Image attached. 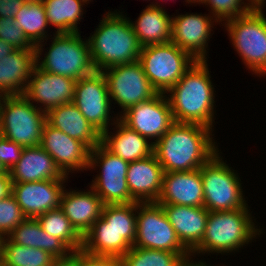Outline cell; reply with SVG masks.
<instances>
[{
    "label": "cell",
    "mask_w": 266,
    "mask_h": 266,
    "mask_svg": "<svg viewBox=\"0 0 266 266\" xmlns=\"http://www.w3.org/2000/svg\"><path fill=\"white\" fill-rule=\"evenodd\" d=\"M181 243L192 252L201 242L209 211L205 207L162 205Z\"/></svg>",
    "instance_id": "24"
},
{
    "label": "cell",
    "mask_w": 266,
    "mask_h": 266,
    "mask_svg": "<svg viewBox=\"0 0 266 266\" xmlns=\"http://www.w3.org/2000/svg\"><path fill=\"white\" fill-rule=\"evenodd\" d=\"M14 50H15V48L11 44L0 39V60L3 57L9 55Z\"/></svg>",
    "instance_id": "45"
},
{
    "label": "cell",
    "mask_w": 266,
    "mask_h": 266,
    "mask_svg": "<svg viewBox=\"0 0 266 266\" xmlns=\"http://www.w3.org/2000/svg\"><path fill=\"white\" fill-rule=\"evenodd\" d=\"M86 3V5H89L90 2H93V0H82Z\"/></svg>",
    "instance_id": "51"
},
{
    "label": "cell",
    "mask_w": 266,
    "mask_h": 266,
    "mask_svg": "<svg viewBox=\"0 0 266 266\" xmlns=\"http://www.w3.org/2000/svg\"><path fill=\"white\" fill-rule=\"evenodd\" d=\"M250 211V208L209 211L202 242L191 252V256H198L199 259V256L204 255L207 258L211 254H221L222 257L234 255L239 250L242 252L243 247L256 242L258 237L264 235L265 230L252 215L253 211Z\"/></svg>",
    "instance_id": "3"
},
{
    "label": "cell",
    "mask_w": 266,
    "mask_h": 266,
    "mask_svg": "<svg viewBox=\"0 0 266 266\" xmlns=\"http://www.w3.org/2000/svg\"><path fill=\"white\" fill-rule=\"evenodd\" d=\"M1 259L4 266H51L56 258L47 251L17 245L4 237Z\"/></svg>",
    "instance_id": "33"
},
{
    "label": "cell",
    "mask_w": 266,
    "mask_h": 266,
    "mask_svg": "<svg viewBox=\"0 0 266 266\" xmlns=\"http://www.w3.org/2000/svg\"><path fill=\"white\" fill-rule=\"evenodd\" d=\"M78 266H120V261L112 257L92 255L80 249L78 250Z\"/></svg>",
    "instance_id": "40"
},
{
    "label": "cell",
    "mask_w": 266,
    "mask_h": 266,
    "mask_svg": "<svg viewBox=\"0 0 266 266\" xmlns=\"http://www.w3.org/2000/svg\"><path fill=\"white\" fill-rule=\"evenodd\" d=\"M0 266H4L2 259L0 258Z\"/></svg>",
    "instance_id": "53"
},
{
    "label": "cell",
    "mask_w": 266,
    "mask_h": 266,
    "mask_svg": "<svg viewBox=\"0 0 266 266\" xmlns=\"http://www.w3.org/2000/svg\"><path fill=\"white\" fill-rule=\"evenodd\" d=\"M23 149V146L5 137L0 141V161L8 171L20 160Z\"/></svg>",
    "instance_id": "39"
},
{
    "label": "cell",
    "mask_w": 266,
    "mask_h": 266,
    "mask_svg": "<svg viewBox=\"0 0 266 266\" xmlns=\"http://www.w3.org/2000/svg\"><path fill=\"white\" fill-rule=\"evenodd\" d=\"M218 144L212 129L174 122L154 144V154L164 172L192 171L200 169L220 150Z\"/></svg>",
    "instance_id": "1"
},
{
    "label": "cell",
    "mask_w": 266,
    "mask_h": 266,
    "mask_svg": "<svg viewBox=\"0 0 266 266\" xmlns=\"http://www.w3.org/2000/svg\"><path fill=\"white\" fill-rule=\"evenodd\" d=\"M119 119L130 129L155 144L174 123L169 101L165 93L129 107Z\"/></svg>",
    "instance_id": "15"
},
{
    "label": "cell",
    "mask_w": 266,
    "mask_h": 266,
    "mask_svg": "<svg viewBox=\"0 0 266 266\" xmlns=\"http://www.w3.org/2000/svg\"><path fill=\"white\" fill-rule=\"evenodd\" d=\"M160 1H162V2H166L167 3V1H169V0H154L153 2H151L150 1V3L148 4V5H154V6H164V5H162L161 3H160ZM174 1V0H173ZM185 2H186V0H184Z\"/></svg>",
    "instance_id": "47"
},
{
    "label": "cell",
    "mask_w": 266,
    "mask_h": 266,
    "mask_svg": "<svg viewBox=\"0 0 266 266\" xmlns=\"http://www.w3.org/2000/svg\"><path fill=\"white\" fill-rule=\"evenodd\" d=\"M222 154L219 150L200 168L204 207L218 212L250 208L237 169L227 164Z\"/></svg>",
    "instance_id": "7"
},
{
    "label": "cell",
    "mask_w": 266,
    "mask_h": 266,
    "mask_svg": "<svg viewBox=\"0 0 266 266\" xmlns=\"http://www.w3.org/2000/svg\"><path fill=\"white\" fill-rule=\"evenodd\" d=\"M25 3H44L46 0H23Z\"/></svg>",
    "instance_id": "49"
},
{
    "label": "cell",
    "mask_w": 266,
    "mask_h": 266,
    "mask_svg": "<svg viewBox=\"0 0 266 266\" xmlns=\"http://www.w3.org/2000/svg\"><path fill=\"white\" fill-rule=\"evenodd\" d=\"M14 21L35 46L55 34L54 31L49 33L50 25L43 3H25L16 13Z\"/></svg>",
    "instance_id": "31"
},
{
    "label": "cell",
    "mask_w": 266,
    "mask_h": 266,
    "mask_svg": "<svg viewBox=\"0 0 266 266\" xmlns=\"http://www.w3.org/2000/svg\"><path fill=\"white\" fill-rule=\"evenodd\" d=\"M43 4L49 25L55 27L56 34L80 32L78 24L86 12L84 1L46 0Z\"/></svg>",
    "instance_id": "30"
},
{
    "label": "cell",
    "mask_w": 266,
    "mask_h": 266,
    "mask_svg": "<svg viewBox=\"0 0 266 266\" xmlns=\"http://www.w3.org/2000/svg\"><path fill=\"white\" fill-rule=\"evenodd\" d=\"M125 11H106L94 32L87 37L96 71L139 60V44Z\"/></svg>",
    "instance_id": "4"
},
{
    "label": "cell",
    "mask_w": 266,
    "mask_h": 266,
    "mask_svg": "<svg viewBox=\"0 0 266 266\" xmlns=\"http://www.w3.org/2000/svg\"><path fill=\"white\" fill-rule=\"evenodd\" d=\"M24 4L23 0H0V17L14 18Z\"/></svg>",
    "instance_id": "41"
},
{
    "label": "cell",
    "mask_w": 266,
    "mask_h": 266,
    "mask_svg": "<svg viewBox=\"0 0 266 266\" xmlns=\"http://www.w3.org/2000/svg\"><path fill=\"white\" fill-rule=\"evenodd\" d=\"M172 16L171 42L188 53L195 61H209V41L216 24L221 23L211 14L176 13ZM213 28V29H212ZM213 31V33H212ZM211 36V37H210Z\"/></svg>",
    "instance_id": "14"
},
{
    "label": "cell",
    "mask_w": 266,
    "mask_h": 266,
    "mask_svg": "<svg viewBox=\"0 0 266 266\" xmlns=\"http://www.w3.org/2000/svg\"><path fill=\"white\" fill-rule=\"evenodd\" d=\"M3 135L0 131V141L3 139ZM0 174H9V171L3 166L2 162L0 161Z\"/></svg>",
    "instance_id": "46"
},
{
    "label": "cell",
    "mask_w": 266,
    "mask_h": 266,
    "mask_svg": "<svg viewBox=\"0 0 266 266\" xmlns=\"http://www.w3.org/2000/svg\"><path fill=\"white\" fill-rule=\"evenodd\" d=\"M81 33H55L48 38L49 41L51 39L49 47H44L46 42H49L47 40L37 44L36 66L46 72L64 75L76 81L90 76L96 70L91 60L88 40L81 38Z\"/></svg>",
    "instance_id": "5"
},
{
    "label": "cell",
    "mask_w": 266,
    "mask_h": 266,
    "mask_svg": "<svg viewBox=\"0 0 266 266\" xmlns=\"http://www.w3.org/2000/svg\"><path fill=\"white\" fill-rule=\"evenodd\" d=\"M266 6H254L250 11L224 21L234 51L238 54L248 73L266 76Z\"/></svg>",
    "instance_id": "6"
},
{
    "label": "cell",
    "mask_w": 266,
    "mask_h": 266,
    "mask_svg": "<svg viewBox=\"0 0 266 266\" xmlns=\"http://www.w3.org/2000/svg\"><path fill=\"white\" fill-rule=\"evenodd\" d=\"M26 218L12 194L0 199V234L3 237H6Z\"/></svg>",
    "instance_id": "37"
},
{
    "label": "cell",
    "mask_w": 266,
    "mask_h": 266,
    "mask_svg": "<svg viewBox=\"0 0 266 266\" xmlns=\"http://www.w3.org/2000/svg\"><path fill=\"white\" fill-rule=\"evenodd\" d=\"M0 39L11 44L15 49H35V45L26 37L14 18L0 17Z\"/></svg>",
    "instance_id": "38"
},
{
    "label": "cell",
    "mask_w": 266,
    "mask_h": 266,
    "mask_svg": "<svg viewBox=\"0 0 266 266\" xmlns=\"http://www.w3.org/2000/svg\"><path fill=\"white\" fill-rule=\"evenodd\" d=\"M204 2V0H186V3L190 4L192 6V4H199L202 5Z\"/></svg>",
    "instance_id": "48"
},
{
    "label": "cell",
    "mask_w": 266,
    "mask_h": 266,
    "mask_svg": "<svg viewBox=\"0 0 266 266\" xmlns=\"http://www.w3.org/2000/svg\"><path fill=\"white\" fill-rule=\"evenodd\" d=\"M67 176L87 171L90 149L81 141L72 138L47 122L42 130L40 145Z\"/></svg>",
    "instance_id": "16"
},
{
    "label": "cell",
    "mask_w": 266,
    "mask_h": 266,
    "mask_svg": "<svg viewBox=\"0 0 266 266\" xmlns=\"http://www.w3.org/2000/svg\"><path fill=\"white\" fill-rule=\"evenodd\" d=\"M72 102L101 134L119 119V115L112 110L114 108L110 100L107 81L102 71H95L90 76L76 81Z\"/></svg>",
    "instance_id": "13"
},
{
    "label": "cell",
    "mask_w": 266,
    "mask_h": 266,
    "mask_svg": "<svg viewBox=\"0 0 266 266\" xmlns=\"http://www.w3.org/2000/svg\"><path fill=\"white\" fill-rule=\"evenodd\" d=\"M138 61L158 93H166L195 62L173 42L142 47Z\"/></svg>",
    "instance_id": "10"
},
{
    "label": "cell",
    "mask_w": 266,
    "mask_h": 266,
    "mask_svg": "<svg viewBox=\"0 0 266 266\" xmlns=\"http://www.w3.org/2000/svg\"><path fill=\"white\" fill-rule=\"evenodd\" d=\"M11 242L49 252L56 259L66 258L73 251L60 239L47 234L36 218H26L6 236Z\"/></svg>",
    "instance_id": "29"
},
{
    "label": "cell",
    "mask_w": 266,
    "mask_h": 266,
    "mask_svg": "<svg viewBox=\"0 0 266 266\" xmlns=\"http://www.w3.org/2000/svg\"><path fill=\"white\" fill-rule=\"evenodd\" d=\"M66 182L68 183V180L12 183L11 194L27 218H36L60 207Z\"/></svg>",
    "instance_id": "18"
},
{
    "label": "cell",
    "mask_w": 266,
    "mask_h": 266,
    "mask_svg": "<svg viewBox=\"0 0 266 266\" xmlns=\"http://www.w3.org/2000/svg\"><path fill=\"white\" fill-rule=\"evenodd\" d=\"M76 80L34 67L24 96L37 108L49 110L73 101ZM35 103V104H34Z\"/></svg>",
    "instance_id": "17"
},
{
    "label": "cell",
    "mask_w": 266,
    "mask_h": 266,
    "mask_svg": "<svg viewBox=\"0 0 266 266\" xmlns=\"http://www.w3.org/2000/svg\"><path fill=\"white\" fill-rule=\"evenodd\" d=\"M69 189L65 187L59 208L83 237L101 217L104 203L89 185L82 191L77 188Z\"/></svg>",
    "instance_id": "20"
},
{
    "label": "cell",
    "mask_w": 266,
    "mask_h": 266,
    "mask_svg": "<svg viewBox=\"0 0 266 266\" xmlns=\"http://www.w3.org/2000/svg\"><path fill=\"white\" fill-rule=\"evenodd\" d=\"M46 113L24 95L3 96L0 107V131L6 139L23 147L41 145Z\"/></svg>",
    "instance_id": "8"
},
{
    "label": "cell",
    "mask_w": 266,
    "mask_h": 266,
    "mask_svg": "<svg viewBox=\"0 0 266 266\" xmlns=\"http://www.w3.org/2000/svg\"><path fill=\"white\" fill-rule=\"evenodd\" d=\"M51 266H78V250L66 258H57Z\"/></svg>",
    "instance_id": "43"
},
{
    "label": "cell",
    "mask_w": 266,
    "mask_h": 266,
    "mask_svg": "<svg viewBox=\"0 0 266 266\" xmlns=\"http://www.w3.org/2000/svg\"><path fill=\"white\" fill-rule=\"evenodd\" d=\"M136 215L137 202H133L104 205L101 216L133 246L136 237Z\"/></svg>",
    "instance_id": "35"
},
{
    "label": "cell",
    "mask_w": 266,
    "mask_h": 266,
    "mask_svg": "<svg viewBox=\"0 0 266 266\" xmlns=\"http://www.w3.org/2000/svg\"><path fill=\"white\" fill-rule=\"evenodd\" d=\"M128 167V162L110 153L101 144L90 150L88 171H95L97 174L93 175L88 185L104 205L136 202L130 195L126 180Z\"/></svg>",
    "instance_id": "9"
},
{
    "label": "cell",
    "mask_w": 266,
    "mask_h": 266,
    "mask_svg": "<svg viewBox=\"0 0 266 266\" xmlns=\"http://www.w3.org/2000/svg\"><path fill=\"white\" fill-rule=\"evenodd\" d=\"M191 253H175L164 250L131 247L122 256L120 266H179Z\"/></svg>",
    "instance_id": "34"
},
{
    "label": "cell",
    "mask_w": 266,
    "mask_h": 266,
    "mask_svg": "<svg viewBox=\"0 0 266 266\" xmlns=\"http://www.w3.org/2000/svg\"><path fill=\"white\" fill-rule=\"evenodd\" d=\"M102 73L107 81L113 107L118 105L121 109L117 113L119 116L129 107L147 101L158 94L139 61L113 66L104 69Z\"/></svg>",
    "instance_id": "12"
},
{
    "label": "cell",
    "mask_w": 266,
    "mask_h": 266,
    "mask_svg": "<svg viewBox=\"0 0 266 266\" xmlns=\"http://www.w3.org/2000/svg\"><path fill=\"white\" fill-rule=\"evenodd\" d=\"M2 99H3V95H0V107H1Z\"/></svg>",
    "instance_id": "52"
},
{
    "label": "cell",
    "mask_w": 266,
    "mask_h": 266,
    "mask_svg": "<svg viewBox=\"0 0 266 266\" xmlns=\"http://www.w3.org/2000/svg\"><path fill=\"white\" fill-rule=\"evenodd\" d=\"M12 192L10 174H0V199H4Z\"/></svg>",
    "instance_id": "42"
},
{
    "label": "cell",
    "mask_w": 266,
    "mask_h": 266,
    "mask_svg": "<svg viewBox=\"0 0 266 266\" xmlns=\"http://www.w3.org/2000/svg\"><path fill=\"white\" fill-rule=\"evenodd\" d=\"M36 66L35 49H15L0 60V95H24Z\"/></svg>",
    "instance_id": "25"
},
{
    "label": "cell",
    "mask_w": 266,
    "mask_h": 266,
    "mask_svg": "<svg viewBox=\"0 0 266 266\" xmlns=\"http://www.w3.org/2000/svg\"><path fill=\"white\" fill-rule=\"evenodd\" d=\"M12 183L69 180L54 159L40 146L24 147L20 160L9 171Z\"/></svg>",
    "instance_id": "22"
},
{
    "label": "cell",
    "mask_w": 266,
    "mask_h": 266,
    "mask_svg": "<svg viewBox=\"0 0 266 266\" xmlns=\"http://www.w3.org/2000/svg\"><path fill=\"white\" fill-rule=\"evenodd\" d=\"M46 122L84 143L90 150L101 144V133L93 127L73 103H65L46 113Z\"/></svg>",
    "instance_id": "26"
},
{
    "label": "cell",
    "mask_w": 266,
    "mask_h": 266,
    "mask_svg": "<svg viewBox=\"0 0 266 266\" xmlns=\"http://www.w3.org/2000/svg\"><path fill=\"white\" fill-rule=\"evenodd\" d=\"M113 126L101 134V145L110 153L128 163L154 154V144L148 138L130 129L120 119Z\"/></svg>",
    "instance_id": "23"
},
{
    "label": "cell",
    "mask_w": 266,
    "mask_h": 266,
    "mask_svg": "<svg viewBox=\"0 0 266 266\" xmlns=\"http://www.w3.org/2000/svg\"><path fill=\"white\" fill-rule=\"evenodd\" d=\"M130 23L142 47L171 42L172 16L165 7L147 5Z\"/></svg>",
    "instance_id": "27"
},
{
    "label": "cell",
    "mask_w": 266,
    "mask_h": 266,
    "mask_svg": "<svg viewBox=\"0 0 266 266\" xmlns=\"http://www.w3.org/2000/svg\"><path fill=\"white\" fill-rule=\"evenodd\" d=\"M131 245L101 216L83 236L82 249L89 254L120 259Z\"/></svg>",
    "instance_id": "28"
},
{
    "label": "cell",
    "mask_w": 266,
    "mask_h": 266,
    "mask_svg": "<svg viewBox=\"0 0 266 266\" xmlns=\"http://www.w3.org/2000/svg\"><path fill=\"white\" fill-rule=\"evenodd\" d=\"M36 219L47 234L62 240L73 252L82 249L83 237L60 208L41 214Z\"/></svg>",
    "instance_id": "32"
},
{
    "label": "cell",
    "mask_w": 266,
    "mask_h": 266,
    "mask_svg": "<svg viewBox=\"0 0 266 266\" xmlns=\"http://www.w3.org/2000/svg\"><path fill=\"white\" fill-rule=\"evenodd\" d=\"M136 223V237L133 247L191 253L181 243L168 221L162 205L156 202H137Z\"/></svg>",
    "instance_id": "11"
},
{
    "label": "cell",
    "mask_w": 266,
    "mask_h": 266,
    "mask_svg": "<svg viewBox=\"0 0 266 266\" xmlns=\"http://www.w3.org/2000/svg\"><path fill=\"white\" fill-rule=\"evenodd\" d=\"M207 62L195 61L165 95L174 122L200 124L214 131L217 95Z\"/></svg>",
    "instance_id": "2"
},
{
    "label": "cell",
    "mask_w": 266,
    "mask_h": 266,
    "mask_svg": "<svg viewBox=\"0 0 266 266\" xmlns=\"http://www.w3.org/2000/svg\"><path fill=\"white\" fill-rule=\"evenodd\" d=\"M201 257V259L198 260V258H196L197 260H195V257L193 259V256H190L188 258H185L180 264L179 266H228V265H225V264H217V265H211L210 263H207L205 261V258ZM194 260V261H193Z\"/></svg>",
    "instance_id": "44"
},
{
    "label": "cell",
    "mask_w": 266,
    "mask_h": 266,
    "mask_svg": "<svg viewBox=\"0 0 266 266\" xmlns=\"http://www.w3.org/2000/svg\"><path fill=\"white\" fill-rule=\"evenodd\" d=\"M160 205L204 207L203 182L200 169L184 172H164Z\"/></svg>",
    "instance_id": "19"
},
{
    "label": "cell",
    "mask_w": 266,
    "mask_h": 266,
    "mask_svg": "<svg viewBox=\"0 0 266 266\" xmlns=\"http://www.w3.org/2000/svg\"><path fill=\"white\" fill-rule=\"evenodd\" d=\"M4 237L0 234V258L2 255V241H3Z\"/></svg>",
    "instance_id": "50"
},
{
    "label": "cell",
    "mask_w": 266,
    "mask_h": 266,
    "mask_svg": "<svg viewBox=\"0 0 266 266\" xmlns=\"http://www.w3.org/2000/svg\"><path fill=\"white\" fill-rule=\"evenodd\" d=\"M209 14L215 17L221 24L250 11L255 5L250 0H204ZM210 8V9H209Z\"/></svg>",
    "instance_id": "36"
},
{
    "label": "cell",
    "mask_w": 266,
    "mask_h": 266,
    "mask_svg": "<svg viewBox=\"0 0 266 266\" xmlns=\"http://www.w3.org/2000/svg\"><path fill=\"white\" fill-rule=\"evenodd\" d=\"M163 173L155 154L129 163L126 180L131 197L138 203L157 202Z\"/></svg>",
    "instance_id": "21"
}]
</instances>
